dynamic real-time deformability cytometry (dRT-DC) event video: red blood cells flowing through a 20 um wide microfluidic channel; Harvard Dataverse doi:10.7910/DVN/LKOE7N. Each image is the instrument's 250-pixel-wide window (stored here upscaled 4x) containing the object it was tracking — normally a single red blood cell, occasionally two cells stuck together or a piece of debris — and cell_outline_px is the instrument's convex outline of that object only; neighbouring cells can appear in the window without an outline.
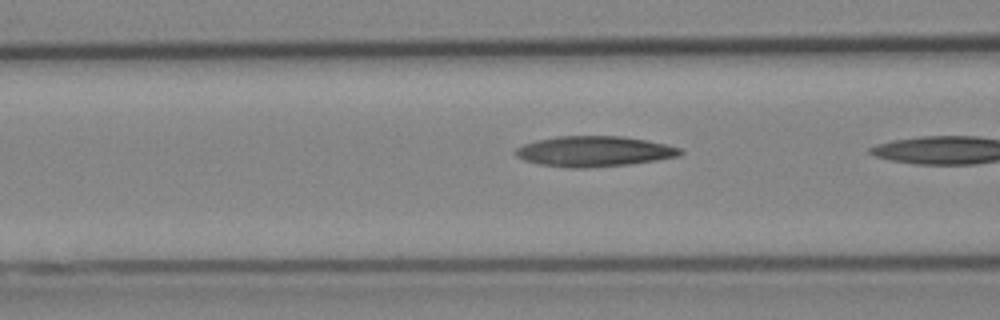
{"species": "Egyptian fruit bat (a non-hibernating species)", "species_latin": "Rousettus aegyptiacus", "temperature_condition": "cold", "stored_images_in_passage": 6, "camera_frame_rate_fps": 3000, "um_per_image_px": 0.085, "animal": {"sex": "female"}, "frame": {"image": 1, "passage_image": 5, "time_ms": 1.333, "image_size_px": [1000, 320], "cell_outline_px": [[684, 152], [680, 156], [656, 160], [628, 164], [584, 168], [572, 168], [540, 164], [524, 160], [516, 156], [516, 148], [524, 144], [536, 140], [556, 136], [620, 136], [644, 140], [664, 144], [680, 148]], "centroid_in_image_um": [50.49, 12.86], "position_along_channel_um": 116.1, "area_um2": 28.96}}